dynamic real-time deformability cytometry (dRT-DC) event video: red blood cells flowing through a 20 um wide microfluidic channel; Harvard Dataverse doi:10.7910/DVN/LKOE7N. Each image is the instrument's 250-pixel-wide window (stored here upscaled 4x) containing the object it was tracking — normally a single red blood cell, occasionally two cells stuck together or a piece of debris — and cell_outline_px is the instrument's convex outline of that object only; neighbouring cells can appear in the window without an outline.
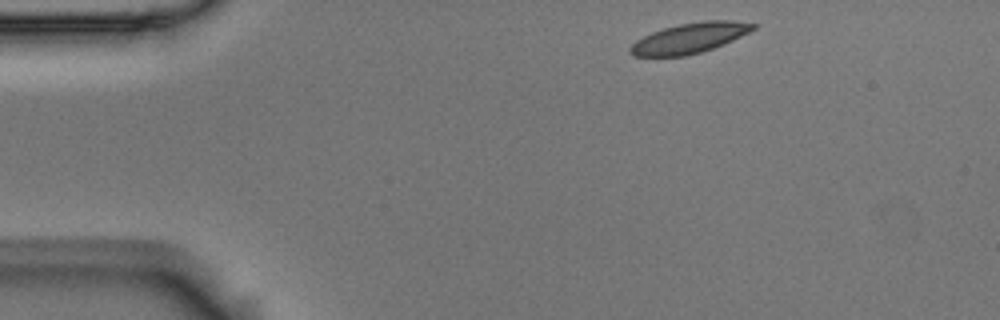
{"species": "Egyptian fruit bat (a non-hibernating species)", "species_latin": "Rousettus aegyptiacus", "temperature_condition": "room temperature", "stored_images_in_passage": 49, "camera_frame_rate_fps": 3000, "um_per_image_px": 0.085, "animal": {"sex": "male"}, "frame": {"image": 1, "passage_image": 1, "time_ms": 0.0, "image_size_px": [1000, 320], "cell_outline_px": [[756, 28], [724, 44], [700, 52], [684, 56], [632, 56], [628, 52], [628, 48], [636, 40], [652, 32], [664, 28], [680, 24], [704, 20], [732, 20], [756, 24]], "centroid_in_image_um": [58.58, 3.23], "position_along_channel_um": 26.4, "area_um2": 21.5}}
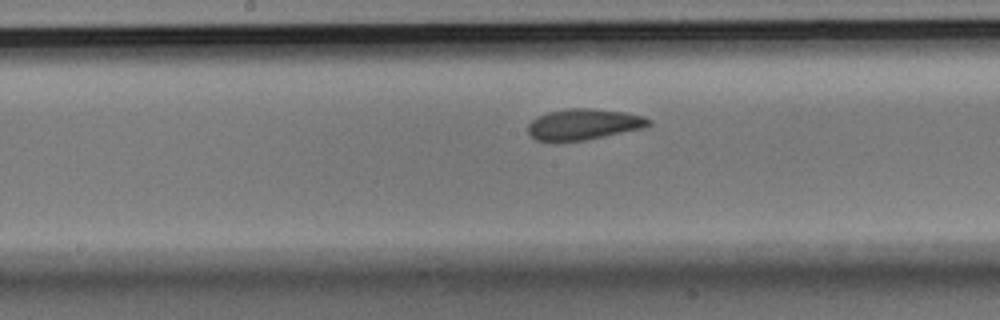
{"frame": {"image": 2, "passage_image": 21, "time_ms": 6.667, "image_size_px": [1000, 320], "cell_outline_px": [[652, 124], [644, 128], [584, 140], [536, 140], [528, 132], [528, 124], [536, 116], [548, 112], [568, 108], [592, 108], [624, 112], [644, 116], [652, 120]], "centroid_in_image_um": [49.64, 10.54], "position_along_channel_um": 198.6, "area_um2": 21.62}}
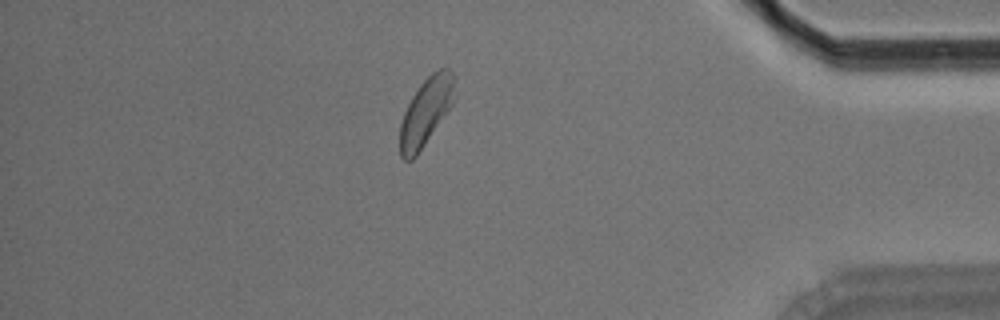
{"frame": {"image": 3, "passage_image": 41, "time_ms": 13.333, "image_size_px": [1000, 320], "cell_outline_px": [[456, 96], [452, 104], [416, 156], [412, 160], [404, 160], [400, 156], [400, 124], [404, 112], [412, 96], [420, 84], [432, 72], [440, 68], [448, 68], [456, 76]], "centroid_in_image_um": [36.23, 9.44], "position_along_channel_um": 399.0, "area_um2": 21.56}, "authors_computed_cell_mechanics": {"area_um2": 22.0218, "velocity_mm_per_s": 3.5485, "shape_relaxation_time_tau1_ms": 5.1739, "shape_relaxation_time_tau2_ms": 7.6155, "deformation_change_tau1": 0.1016, "deformation_change_tau2": 0.1227}}